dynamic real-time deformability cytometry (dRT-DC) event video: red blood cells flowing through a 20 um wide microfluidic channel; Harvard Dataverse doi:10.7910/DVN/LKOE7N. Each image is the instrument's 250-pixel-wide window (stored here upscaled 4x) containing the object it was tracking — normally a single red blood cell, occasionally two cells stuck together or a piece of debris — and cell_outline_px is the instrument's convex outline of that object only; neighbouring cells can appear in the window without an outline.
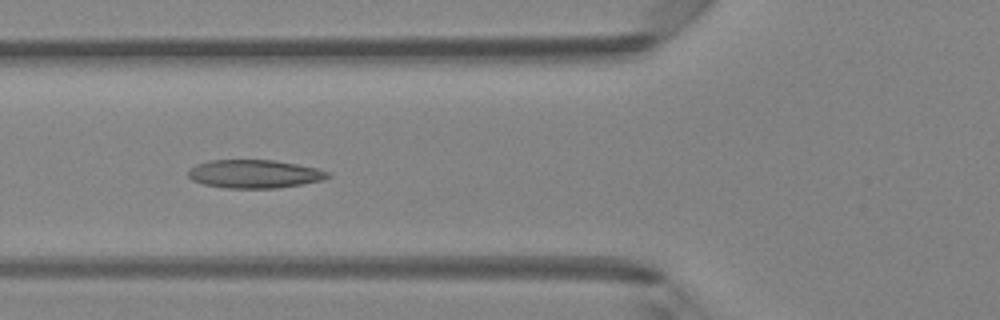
{"species": "Egyptian fruit bat (a non-hibernating species)", "species_latin": "Rousettus aegyptiacus", "temperature_condition": "room temperature", "stored_images_in_passage": 47, "camera_frame_rate_fps": 3000, "um_per_image_px": 0.085, "animal": {"sex": "female"}, "frame": {"image": 1, "passage_image": 17, "time_ms": 5.333, "image_size_px": [1000, 320], "cell_outline_px": [[332, 176], [320, 180], [300, 184], [276, 188], [224, 188], [204, 184], [192, 180], [188, 176], [188, 168], [196, 164], [208, 160], [272, 160], [296, 164], [316, 168], [328, 172]], "centroid_in_image_um": [21.56, 14.78], "position_along_channel_um": 104.2, "area_um2": 22.95}}
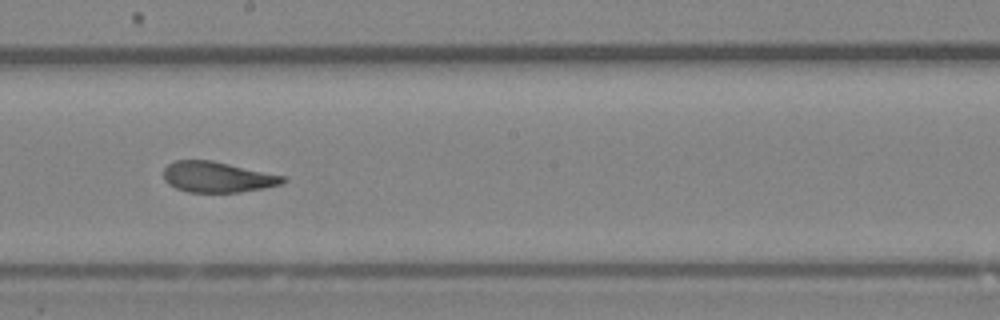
{"frame": {"image": 2, "passage_image": 26, "time_ms": 8.333, "image_size_px": [1000, 320], "cell_outline_px": [[288, 180], [284, 184], [264, 188], [240, 192], [188, 192], [176, 188], [168, 184], [164, 180], [164, 168], [168, 164], [176, 160], [212, 160], [284, 176]], "centroid_in_image_um": [18.49, 15.05], "position_along_channel_um": 229.7, "area_um2": 21.39}}
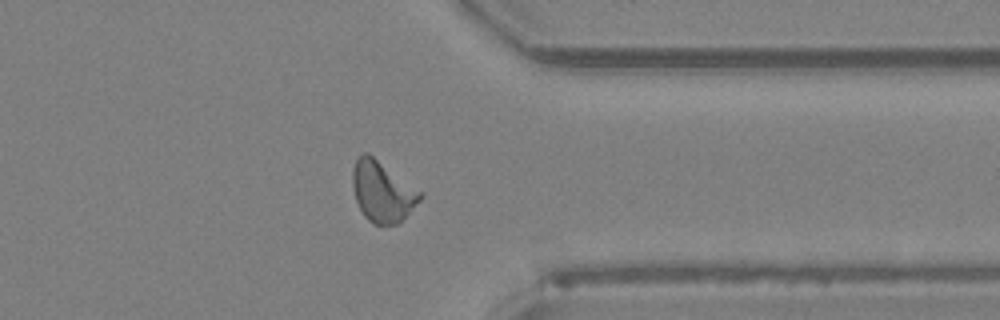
{"frame": {"image": 3, "passage_image": 37, "time_ms": 12.0, "image_size_px": [1000, 320], "cell_outline_px": [[424, 196], [396, 224], [372, 224], [364, 216], [356, 200], [352, 184], [352, 168], [360, 152], [368, 152], [424, 192]], "centroid_in_image_um": [32.49, 16.23], "position_along_channel_um": 378.9, "area_um2": 23.99}, "authors_computed_cell_mechanics": {"area_um2": 22.8888, "velocity_mm_per_s": 4.2097, "shape_relaxation_time_tau1_ms": 6.7791, "shape_relaxation_time_tau2_ms": 1.7179, "deformation_change_tau1": 0.1864, "deformation_change_tau2": 0.0934}}